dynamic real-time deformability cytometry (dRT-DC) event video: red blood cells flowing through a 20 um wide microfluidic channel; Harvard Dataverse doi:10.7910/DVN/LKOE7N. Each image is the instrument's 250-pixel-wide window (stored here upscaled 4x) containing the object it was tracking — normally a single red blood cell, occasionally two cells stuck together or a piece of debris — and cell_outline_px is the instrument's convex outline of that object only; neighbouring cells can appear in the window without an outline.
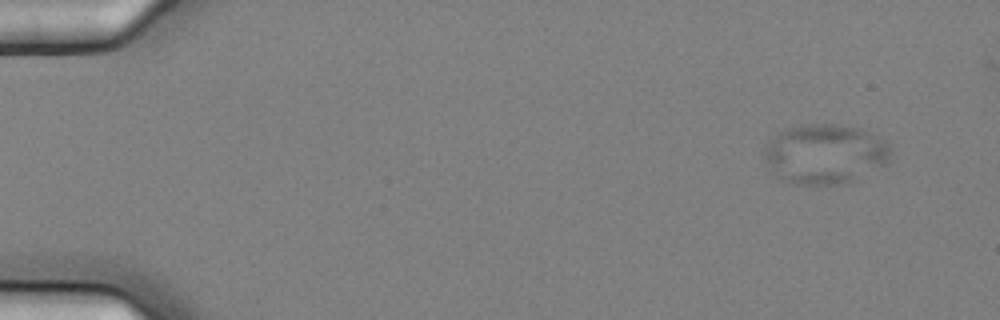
{"species": "common noctule bat (a hibernating species)", "species_latin": "Nyctalus noctula", "temperature_condition": "cold", "stored_images_in_passage": 6, "camera_frame_rate_fps": 3000, "um_per_image_px": 0.085, "animal": {"sex": "female", "body_mass_g": 25.1}, "frame": {"image": 1, "passage_image": 1, "time_ms": 0.0, "image_size_px": [1000, 320], "cell_outline_px": [[888, 164], [856, 180], [844, 184], [792, 184], [776, 176], [768, 168], [764, 160], [764, 152], [768, 140], [780, 132], [788, 128], [800, 124], [840, 124], [860, 128], [876, 136], [888, 144]], "centroid_in_image_um": [70.09, 13.1], "position_along_channel_um": 14.9, "area_um2": 44.27}}
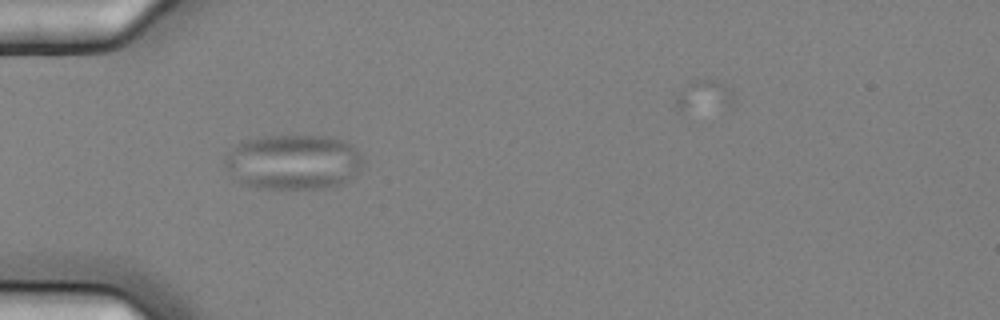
{"frame": {"image": 2, "passage_image": 5, "time_ms": 1.333, "image_size_px": [1000, 320], "cell_outline_px": [[360, 168], [348, 180], [340, 184], [320, 188], [260, 188], [240, 184], [224, 164], [224, 156], [240, 140], [264, 136], [328, 136], [348, 140], [356, 148], [360, 156]], "centroid_in_image_um": [24.89, 13.74], "position_along_channel_um": 60.1, "area_um2": 44.39}}
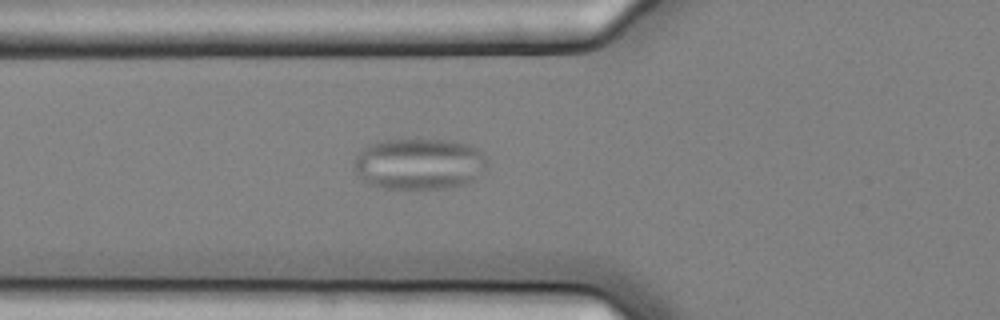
{"frame": {"image": 3, "passage_image": 6, "time_ms": 1.667, "image_size_px": [1000, 320], "cell_outline_px": [[488, 160], [484, 168], [476, 180], [464, 184], [444, 188], [384, 188], [364, 184], [356, 176], [356, 156], [360, 148], [368, 144], [380, 140], [452, 140], [476, 148], [484, 152]], "centroid_in_image_um": [35.6, 13.93], "position_along_channel_um": 90.2, "area_um2": 40.11}}